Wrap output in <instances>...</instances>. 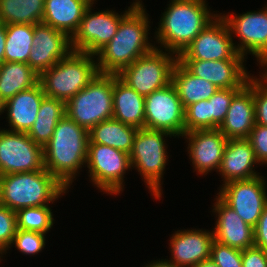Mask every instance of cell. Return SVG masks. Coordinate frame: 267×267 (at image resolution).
<instances>
[{"instance_id":"5bb4252c","label":"cell","mask_w":267,"mask_h":267,"mask_svg":"<svg viewBox=\"0 0 267 267\" xmlns=\"http://www.w3.org/2000/svg\"><path fill=\"white\" fill-rule=\"evenodd\" d=\"M264 176L236 180L221 185L217 195L232 208L240 218L255 227L267 205V181Z\"/></svg>"},{"instance_id":"bcb514c9","label":"cell","mask_w":267,"mask_h":267,"mask_svg":"<svg viewBox=\"0 0 267 267\" xmlns=\"http://www.w3.org/2000/svg\"><path fill=\"white\" fill-rule=\"evenodd\" d=\"M89 1L94 4L96 0H89Z\"/></svg>"},{"instance_id":"6da1fadb","label":"cell","mask_w":267,"mask_h":267,"mask_svg":"<svg viewBox=\"0 0 267 267\" xmlns=\"http://www.w3.org/2000/svg\"><path fill=\"white\" fill-rule=\"evenodd\" d=\"M145 7H134L121 21L113 38L96 54L98 72L118 75L156 46L148 40L151 26ZM97 56V57H96Z\"/></svg>"},{"instance_id":"44dd1931","label":"cell","mask_w":267,"mask_h":267,"mask_svg":"<svg viewBox=\"0 0 267 267\" xmlns=\"http://www.w3.org/2000/svg\"><path fill=\"white\" fill-rule=\"evenodd\" d=\"M213 211L217 220L212 229L214 240L240 250L254 246V228L246 224L219 196Z\"/></svg>"},{"instance_id":"52a82bcc","label":"cell","mask_w":267,"mask_h":267,"mask_svg":"<svg viewBox=\"0 0 267 267\" xmlns=\"http://www.w3.org/2000/svg\"><path fill=\"white\" fill-rule=\"evenodd\" d=\"M113 74L98 73L95 78L66 102V115L90 130L113 117Z\"/></svg>"},{"instance_id":"f6af8a7d","label":"cell","mask_w":267,"mask_h":267,"mask_svg":"<svg viewBox=\"0 0 267 267\" xmlns=\"http://www.w3.org/2000/svg\"><path fill=\"white\" fill-rule=\"evenodd\" d=\"M3 106H4V102L0 99V115L3 114V113H5L3 111Z\"/></svg>"},{"instance_id":"8fae6325","label":"cell","mask_w":267,"mask_h":267,"mask_svg":"<svg viewBox=\"0 0 267 267\" xmlns=\"http://www.w3.org/2000/svg\"><path fill=\"white\" fill-rule=\"evenodd\" d=\"M228 14L221 17L231 35L235 34L240 39L238 45L236 42L234 44L236 51L245 58L248 53L252 54L262 69H267V7L239 15L233 12Z\"/></svg>"},{"instance_id":"7a4b0ae2","label":"cell","mask_w":267,"mask_h":267,"mask_svg":"<svg viewBox=\"0 0 267 267\" xmlns=\"http://www.w3.org/2000/svg\"><path fill=\"white\" fill-rule=\"evenodd\" d=\"M206 0H170L161 15L156 43L164 51L177 57L191 44L197 35L219 14L209 11Z\"/></svg>"},{"instance_id":"ee69618b","label":"cell","mask_w":267,"mask_h":267,"mask_svg":"<svg viewBox=\"0 0 267 267\" xmlns=\"http://www.w3.org/2000/svg\"><path fill=\"white\" fill-rule=\"evenodd\" d=\"M195 267H218L211 258L204 260L197 264Z\"/></svg>"},{"instance_id":"1f68e13d","label":"cell","mask_w":267,"mask_h":267,"mask_svg":"<svg viewBox=\"0 0 267 267\" xmlns=\"http://www.w3.org/2000/svg\"><path fill=\"white\" fill-rule=\"evenodd\" d=\"M49 205L17 210V229L47 234L54 224V215Z\"/></svg>"},{"instance_id":"f546056e","label":"cell","mask_w":267,"mask_h":267,"mask_svg":"<svg viewBox=\"0 0 267 267\" xmlns=\"http://www.w3.org/2000/svg\"><path fill=\"white\" fill-rule=\"evenodd\" d=\"M45 0H0V22L4 25L42 22Z\"/></svg>"},{"instance_id":"4dcf8cb0","label":"cell","mask_w":267,"mask_h":267,"mask_svg":"<svg viewBox=\"0 0 267 267\" xmlns=\"http://www.w3.org/2000/svg\"><path fill=\"white\" fill-rule=\"evenodd\" d=\"M34 25H6L4 61L27 63L33 46Z\"/></svg>"},{"instance_id":"30bf717a","label":"cell","mask_w":267,"mask_h":267,"mask_svg":"<svg viewBox=\"0 0 267 267\" xmlns=\"http://www.w3.org/2000/svg\"><path fill=\"white\" fill-rule=\"evenodd\" d=\"M141 0H135L124 13L112 10L92 12L93 3L85 11L79 27L71 37L73 51L95 55L116 34L120 21L134 8L143 7Z\"/></svg>"},{"instance_id":"60d3db41","label":"cell","mask_w":267,"mask_h":267,"mask_svg":"<svg viewBox=\"0 0 267 267\" xmlns=\"http://www.w3.org/2000/svg\"><path fill=\"white\" fill-rule=\"evenodd\" d=\"M254 245L267 251V205L254 227Z\"/></svg>"},{"instance_id":"3957f363","label":"cell","mask_w":267,"mask_h":267,"mask_svg":"<svg viewBox=\"0 0 267 267\" xmlns=\"http://www.w3.org/2000/svg\"><path fill=\"white\" fill-rule=\"evenodd\" d=\"M88 142L89 131L65 114L43 147L44 168L67 189L86 164Z\"/></svg>"},{"instance_id":"5b68a950","label":"cell","mask_w":267,"mask_h":267,"mask_svg":"<svg viewBox=\"0 0 267 267\" xmlns=\"http://www.w3.org/2000/svg\"><path fill=\"white\" fill-rule=\"evenodd\" d=\"M95 55L71 51L39 76L46 96L65 103L84 89L99 73Z\"/></svg>"},{"instance_id":"e575fe53","label":"cell","mask_w":267,"mask_h":267,"mask_svg":"<svg viewBox=\"0 0 267 267\" xmlns=\"http://www.w3.org/2000/svg\"><path fill=\"white\" fill-rule=\"evenodd\" d=\"M241 88L218 89L210 98L211 115H213V129H218L225 119L233 96Z\"/></svg>"},{"instance_id":"4fadbf2b","label":"cell","mask_w":267,"mask_h":267,"mask_svg":"<svg viewBox=\"0 0 267 267\" xmlns=\"http://www.w3.org/2000/svg\"><path fill=\"white\" fill-rule=\"evenodd\" d=\"M145 128L162 130L175 138L185 133V108L172 83L145 97Z\"/></svg>"},{"instance_id":"e0dca14e","label":"cell","mask_w":267,"mask_h":267,"mask_svg":"<svg viewBox=\"0 0 267 267\" xmlns=\"http://www.w3.org/2000/svg\"><path fill=\"white\" fill-rule=\"evenodd\" d=\"M188 154L194 171L206 175L211 171L218 173L228 138L219 129L192 130L185 132Z\"/></svg>"},{"instance_id":"9c48e42d","label":"cell","mask_w":267,"mask_h":267,"mask_svg":"<svg viewBox=\"0 0 267 267\" xmlns=\"http://www.w3.org/2000/svg\"><path fill=\"white\" fill-rule=\"evenodd\" d=\"M88 177L101 192L117 195L124 189V174L131 168L130 156L110 146L88 143Z\"/></svg>"},{"instance_id":"ba28073f","label":"cell","mask_w":267,"mask_h":267,"mask_svg":"<svg viewBox=\"0 0 267 267\" xmlns=\"http://www.w3.org/2000/svg\"><path fill=\"white\" fill-rule=\"evenodd\" d=\"M176 62L175 54L166 50L164 52L156 46L151 52L124 68L117 76L138 94L146 97L171 83V74Z\"/></svg>"},{"instance_id":"d6a6232c","label":"cell","mask_w":267,"mask_h":267,"mask_svg":"<svg viewBox=\"0 0 267 267\" xmlns=\"http://www.w3.org/2000/svg\"><path fill=\"white\" fill-rule=\"evenodd\" d=\"M213 129L210 101L201 100L185 108V132Z\"/></svg>"},{"instance_id":"ab89813d","label":"cell","mask_w":267,"mask_h":267,"mask_svg":"<svg viewBox=\"0 0 267 267\" xmlns=\"http://www.w3.org/2000/svg\"><path fill=\"white\" fill-rule=\"evenodd\" d=\"M242 267H267V251L255 245L242 250Z\"/></svg>"},{"instance_id":"7402d4cb","label":"cell","mask_w":267,"mask_h":267,"mask_svg":"<svg viewBox=\"0 0 267 267\" xmlns=\"http://www.w3.org/2000/svg\"><path fill=\"white\" fill-rule=\"evenodd\" d=\"M255 164L259 162L247 138L228 139L218 171L223 179L222 185L260 176V173L255 171Z\"/></svg>"},{"instance_id":"b9f144b4","label":"cell","mask_w":267,"mask_h":267,"mask_svg":"<svg viewBox=\"0 0 267 267\" xmlns=\"http://www.w3.org/2000/svg\"><path fill=\"white\" fill-rule=\"evenodd\" d=\"M6 25L0 22V65L4 62Z\"/></svg>"},{"instance_id":"d4e9b609","label":"cell","mask_w":267,"mask_h":267,"mask_svg":"<svg viewBox=\"0 0 267 267\" xmlns=\"http://www.w3.org/2000/svg\"><path fill=\"white\" fill-rule=\"evenodd\" d=\"M90 5L89 0H45L42 22L71 38Z\"/></svg>"},{"instance_id":"2e32d148","label":"cell","mask_w":267,"mask_h":267,"mask_svg":"<svg viewBox=\"0 0 267 267\" xmlns=\"http://www.w3.org/2000/svg\"><path fill=\"white\" fill-rule=\"evenodd\" d=\"M32 42L27 63L39 76L72 51L71 38L43 22L34 25Z\"/></svg>"},{"instance_id":"8992f818","label":"cell","mask_w":267,"mask_h":267,"mask_svg":"<svg viewBox=\"0 0 267 267\" xmlns=\"http://www.w3.org/2000/svg\"><path fill=\"white\" fill-rule=\"evenodd\" d=\"M168 136L173 135L162 130L138 129L129 154L131 169H137L155 199H160L163 193L161 179L169 161L165 143Z\"/></svg>"},{"instance_id":"8d00e7d4","label":"cell","mask_w":267,"mask_h":267,"mask_svg":"<svg viewBox=\"0 0 267 267\" xmlns=\"http://www.w3.org/2000/svg\"><path fill=\"white\" fill-rule=\"evenodd\" d=\"M210 258L218 267H242V250L213 240Z\"/></svg>"},{"instance_id":"74e56055","label":"cell","mask_w":267,"mask_h":267,"mask_svg":"<svg viewBox=\"0 0 267 267\" xmlns=\"http://www.w3.org/2000/svg\"><path fill=\"white\" fill-rule=\"evenodd\" d=\"M17 231L16 213L6 206L0 205V261L6 255Z\"/></svg>"},{"instance_id":"ac0fdd59","label":"cell","mask_w":267,"mask_h":267,"mask_svg":"<svg viewBox=\"0 0 267 267\" xmlns=\"http://www.w3.org/2000/svg\"><path fill=\"white\" fill-rule=\"evenodd\" d=\"M245 59L178 60L191 74L213 83L217 88H242L251 77Z\"/></svg>"},{"instance_id":"603a6c76","label":"cell","mask_w":267,"mask_h":267,"mask_svg":"<svg viewBox=\"0 0 267 267\" xmlns=\"http://www.w3.org/2000/svg\"><path fill=\"white\" fill-rule=\"evenodd\" d=\"M42 85L38 82L32 88L17 93L4 102L3 111H7V120L14 132L27 133L34 124L43 98Z\"/></svg>"},{"instance_id":"484cf974","label":"cell","mask_w":267,"mask_h":267,"mask_svg":"<svg viewBox=\"0 0 267 267\" xmlns=\"http://www.w3.org/2000/svg\"><path fill=\"white\" fill-rule=\"evenodd\" d=\"M171 83L176 88L184 108L209 99L219 89L213 83L191 74L178 60L172 70Z\"/></svg>"},{"instance_id":"4316f807","label":"cell","mask_w":267,"mask_h":267,"mask_svg":"<svg viewBox=\"0 0 267 267\" xmlns=\"http://www.w3.org/2000/svg\"><path fill=\"white\" fill-rule=\"evenodd\" d=\"M137 128L114 118L104 120L89 130V142L113 147L130 154Z\"/></svg>"},{"instance_id":"9a60e30c","label":"cell","mask_w":267,"mask_h":267,"mask_svg":"<svg viewBox=\"0 0 267 267\" xmlns=\"http://www.w3.org/2000/svg\"><path fill=\"white\" fill-rule=\"evenodd\" d=\"M221 14L197 35L177 60L246 59L236 51L233 37Z\"/></svg>"},{"instance_id":"7c38bea8","label":"cell","mask_w":267,"mask_h":267,"mask_svg":"<svg viewBox=\"0 0 267 267\" xmlns=\"http://www.w3.org/2000/svg\"><path fill=\"white\" fill-rule=\"evenodd\" d=\"M44 169L43 147L24 132L0 129V176Z\"/></svg>"},{"instance_id":"d590c367","label":"cell","mask_w":267,"mask_h":267,"mask_svg":"<svg viewBox=\"0 0 267 267\" xmlns=\"http://www.w3.org/2000/svg\"><path fill=\"white\" fill-rule=\"evenodd\" d=\"M261 74L259 78L253 77L255 123L267 127V69Z\"/></svg>"},{"instance_id":"f1b7e54d","label":"cell","mask_w":267,"mask_h":267,"mask_svg":"<svg viewBox=\"0 0 267 267\" xmlns=\"http://www.w3.org/2000/svg\"><path fill=\"white\" fill-rule=\"evenodd\" d=\"M66 103L62 100L45 96L41 102L37 118L27 135L44 147L51 139L57 123L65 116Z\"/></svg>"},{"instance_id":"ffe728a7","label":"cell","mask_w":267,"mask_h":267,"mask_svg":"<svg viewBox=\"0 0 267 267\" xmlns=\"http://www.w3.org/2000/svg\"><path fill=\"white\" fill-rule=\"evenodd\" d=\"M253 76L233 96L225 119L218 128L228 139L248 138L256 124Z\"/></svg>"},{"instance_id":"cb8c5ba5","label":"cell","mask_w":267,"mask_h":267,"mask_svg":"<svg viewBox=\"0 0 267 267\" xmlns=\"http://www.w3.org/2000/svg\"><path fill=\"white\" fill-rule=\"evenodd\" d=\"M113 117L135 127L145 128V97L113 74Z\"/></svg>"},{"instance_id":"836d02e7","label":"cell","mask_w":267,"mask_h":267,"mask_svg":"<svg viewBox=\"0 0 267 267\" xmlns=\"http://www.w3.org/2000/svg\"><path fill=\"white\" fill-rule=\"evenodd\" d=\"M46 235L36 231L17 229L9 249L15 244V248L22 254L35 255L44 249Z\"/></svg>"},{"instance_id":"83f0119b","label":"cell","mask_w":267,"mask_h":267,"mask_svg":"<svg viewBox=\"0 0 267 267\" xmlns=\"http://www.w3.org/2000/svg\"><path fill=\"white\" fill-rule=\"evenodd\" d=\"M38 82L39 75L28 63L4 61L0 65V99L3 102Z\"/></svg>"},{"instance_id":"f35d334b","label":"cell","mask_w":267,"mask_h":267,"mask_svg":"<svg viewBox=\"0 0 267 267\" xmlns=\"http://www.w3.org/2000/svg\"><path fill=\"white\" fill-rule=\"evenodd\" d=\"M247 139L253 147L259 165H267V127L255 124Z\"/></svg>"},{"instance_id":"277c9868","label":"cell","mask_w":267,"mask_h":267,"mask_svg":"<svg viewBox=\"0 0 267 267\" xmlns=\"http://www.w3.org/2000/svg\"><path fill=\"white\" fill-rule=\"evenodd\" d=\"M67 191L45 168L0 176V205L15 212L22 208L49 205Z\"/></svg>"},{"instance_id":"7bdbcfd3","label":"cell","mask_w":267,"mask_h":267,"mask_svg":"<svg viewBox=\"0 0 267 267\" xmlns=\"http://www.w3.org/2000/svg\"><path fill=\"white\" fill-rule=\"evenodd\" d=\"M145 267H179L168 259L153 260L149 264H145Z\"/></svg>"},{"instance_id":"d6986e66","label":"cell","mask_w":267,"mask_h":267,"mask_svg":"<svg viewBox=\"0 0 267 267\" xmlns=\"http://www.w3.org/2000/svg\"><path fill=\"white\" fill-rule=\"evenodd\" d=\"M213 231L202 229L177 230L169 240L171 259L179 267H195L210 258Z\"/></svg>"}]
</instances>
